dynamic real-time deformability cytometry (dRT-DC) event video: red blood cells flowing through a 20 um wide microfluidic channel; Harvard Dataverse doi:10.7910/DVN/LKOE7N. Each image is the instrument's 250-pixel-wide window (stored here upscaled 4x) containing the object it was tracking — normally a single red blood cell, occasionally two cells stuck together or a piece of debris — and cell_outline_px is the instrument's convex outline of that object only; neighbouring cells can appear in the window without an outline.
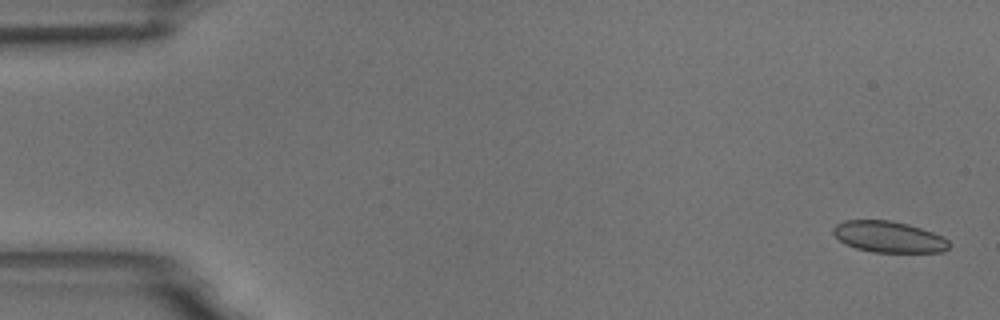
{"species": "common noctule bat (a hibernating species)", "species_latin": "Nyctalus noctula", "temperature_condition": "room temperature", "stored_images_in_passage": 5, "camera_frame_rate_fps": 3000, "um_per_image_px": 0.085, "animal": {"sex": "male", "body_mass_g": 18.8}, "frame": {"image": 1, "passage_image": 1, "time_ms": 0.0, "image_size_px": [1000, 320], "cell_outline_px": [[948, 248], [944, 252], [872, 252], [856, 248], [840, 240], [832, 232], [832, 228], [836, 224], [844, 220], [892, 220], [908, 224], [944, 236], [948, 240]], "centroid_in_image_um": [75.55, 20.12], "position_along_channel_um": 9.5, "area_um2": 21.04}}
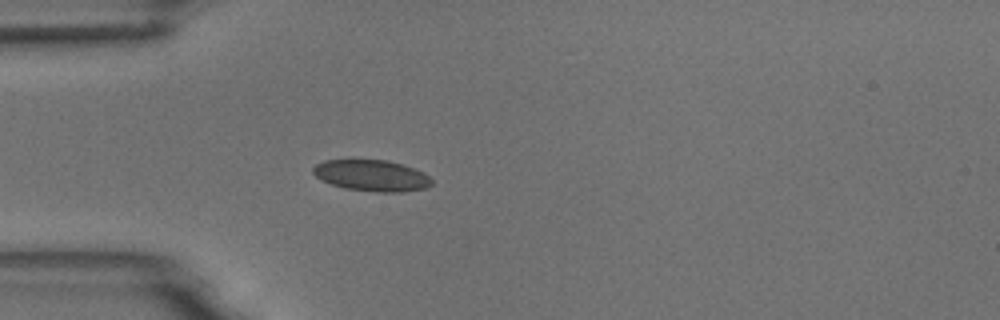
{"frame": {"image": 2, "passage_image": 5, "time_ms": 4.667, "image_size_px": [1000, 320], "cell_outline_px": [[432, 184], [424, 188], [404, 192], [376, 192], [344, 188], [332, 184], [316, 176], [312, 172], [312, 168], [316, 164], [324, 160], [352, 156], [388, 160], [424, 172], [432, 180]], "centroid_in_image_um": [31.53, 14.86], "position_along_channel_um": 53.5, "area_um2": 22.37}}